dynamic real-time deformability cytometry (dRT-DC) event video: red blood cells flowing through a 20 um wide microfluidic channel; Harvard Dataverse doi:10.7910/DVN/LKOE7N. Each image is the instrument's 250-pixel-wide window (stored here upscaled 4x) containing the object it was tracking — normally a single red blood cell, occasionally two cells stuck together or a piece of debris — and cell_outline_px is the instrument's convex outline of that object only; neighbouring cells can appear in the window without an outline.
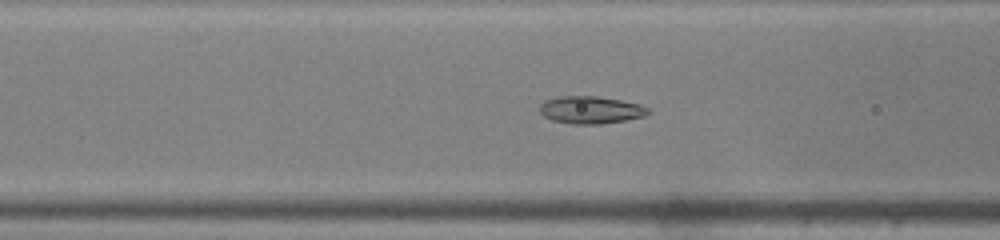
{"species": "common noctule bat (a hibernating species)", "species_latin": "Nyctalus noctula", "temperature_condition": "warm", "stored_images_in_passage": 32, "camera_frame_rate_fps": 3000, "um_per_image_px": 0.085, "animal": {"sex": "male", "body_mass_g": 19.0, "forearm_length_mm": 50.8}, "frame": {"image": 1, "passage_image": 4, "time_ms": 1.0, "image_size_px": [1000, 240], "cell_outline_px": [[652, 112], [644, 116], [628, 120], [600, 124], [572, 124], [552, 120], [544, 116], [540, 112], [540, 104], [548, 100], [560, 96], [596, 96], [620, 100], [640, 104], [648, 108]], "centroid_in_image_um": [50.25, 9.35], "position_along_channel_um": 116.4, "area_um2": 17.34}}
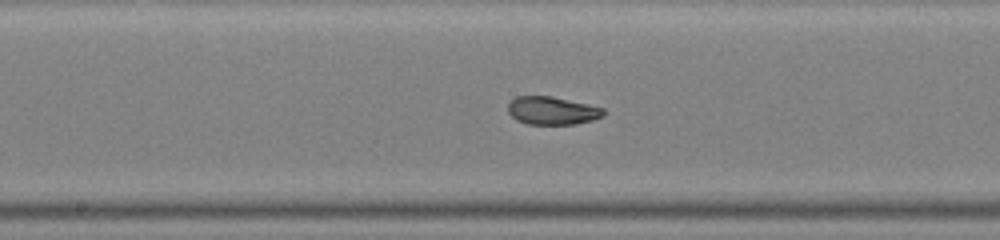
{"frame": {"image": 2, "passage_image": 10, "time_ms": 3.0, "image_size_px": [1000, 240], "cell_outline_px": [[604, 116], [592, 120], [576, 124], [528, 124], [516, 120], [508, 112], [508, 104], [516, 96], [552, 96], [604, 108]], "centroid_in_image_um": [46.93, 9.4], "position_along_channel_um": 201.3, "area_um2": 15.55}}
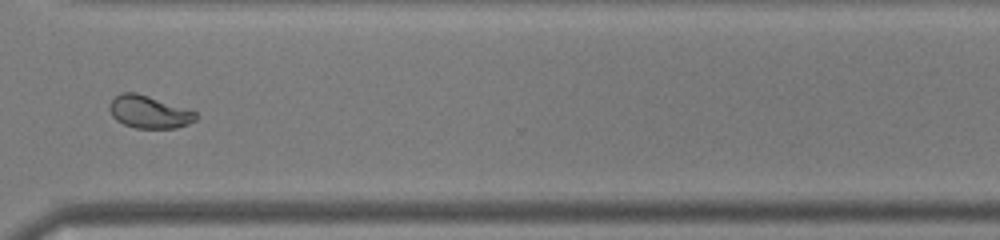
{"frame": {"image": 3, "passage_image": 21, "time_ms": 6.667, "image_size_px": [1000, 240], "cell_outline_px": [[200, 116], [196, 120], [188, 124], [176, 128], [136, 128], [124, 124], [116, 120], [112, 116], [108, 108], [108, 104], [120, 92], [136, 92], [196, 112]], "centroid_in_image_um": [12.65, 9.52], "position_along_channel_um": 357.9, "area_um2": 16.36}}